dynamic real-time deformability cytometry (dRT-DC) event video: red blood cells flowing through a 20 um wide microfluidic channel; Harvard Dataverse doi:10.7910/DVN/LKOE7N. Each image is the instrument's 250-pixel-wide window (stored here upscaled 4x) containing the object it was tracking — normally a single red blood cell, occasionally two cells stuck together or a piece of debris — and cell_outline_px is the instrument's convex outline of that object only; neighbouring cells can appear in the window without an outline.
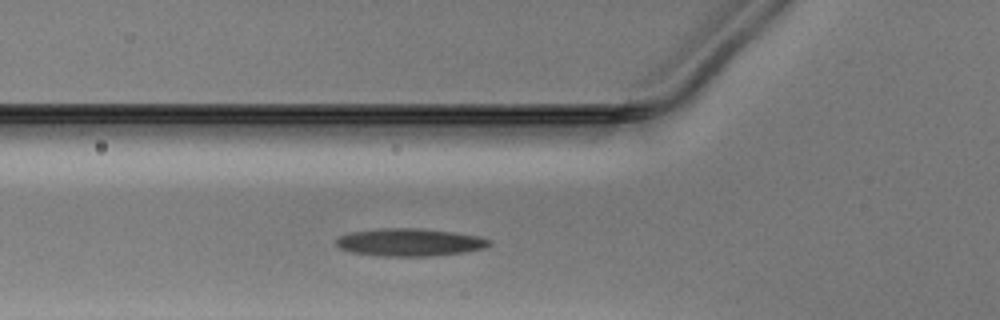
{"species": "Egyptian fruit bat (a non-hibernating species)", "species_latin": "Rousettus aegyptiacus", "temperature_condition": "warm", "stored_images_in_passage": 26, "camera_frame_rate_fps": 3000, "um_per_image_px": 0.085, "animal": {"sex": "male"}, "frame": {"image": 1, "passage_image": 7, "time_ms": 2.0, "image_size_px": [1000, 320], "cell_outline_px": [[492, 244], [484, 248], [464, 252], [432, 256], [384, 256], [352, 252], [340, 248], [336, 244], [336, 240], [340, 236], [352, 232], [380, 228], [420, 228], [452, 232], [480, 236], [492, 240]], "centroid_in_image_um": [34.87, 20.59], "position_along_channel_um": 90.9, "area_um2": 24.62}}
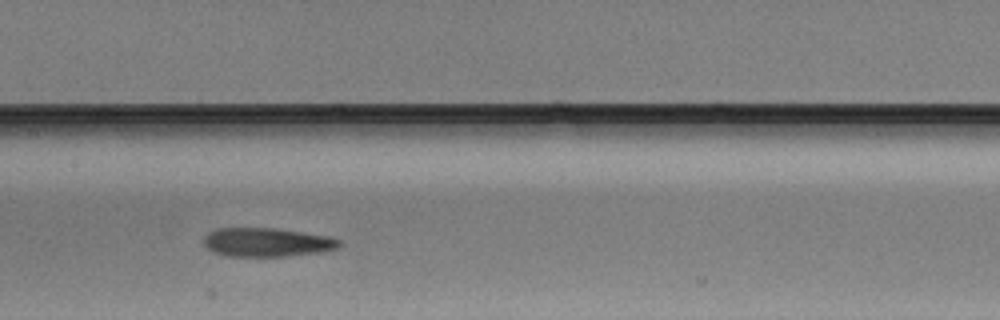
{"frame": {"image": 2, "passage_image": 14, "time_ms": 4.333, "image_size_px": [1000, 320], "cell_outline_px": [[340, 244], [336, 248], [320, 252], [284, 256], [228, 256], [212, 252], [204, 244], [204, 236], [208, 232], [216, 228], [276, 228], [328, 236], [340, 240]], "centroid_in_image_um": [22.64, 20.59], "position_along_channel_um": 184.8, "area_um2": 22.66}}
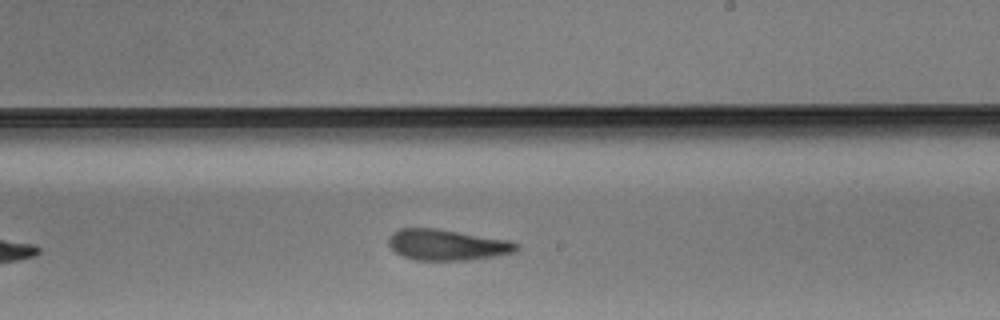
{"frame": {"image": 3, "passage_image": 19, "time_ms": 6.0, "image_size_px": [1000, 320], "cell_outline_px": [[520, 248], [512, 252], [496, 256], [468, 260], [416, 260], [404, 256], [396, 252], [388, 244], [388, 236], [392, 232], [400, 228], [436, 228], [508, 240], [520, 244]], "centroid_in_image_um": [37.99, 20.8], "position_along_channel_um": 251.0, "area_um2": 23.0}}